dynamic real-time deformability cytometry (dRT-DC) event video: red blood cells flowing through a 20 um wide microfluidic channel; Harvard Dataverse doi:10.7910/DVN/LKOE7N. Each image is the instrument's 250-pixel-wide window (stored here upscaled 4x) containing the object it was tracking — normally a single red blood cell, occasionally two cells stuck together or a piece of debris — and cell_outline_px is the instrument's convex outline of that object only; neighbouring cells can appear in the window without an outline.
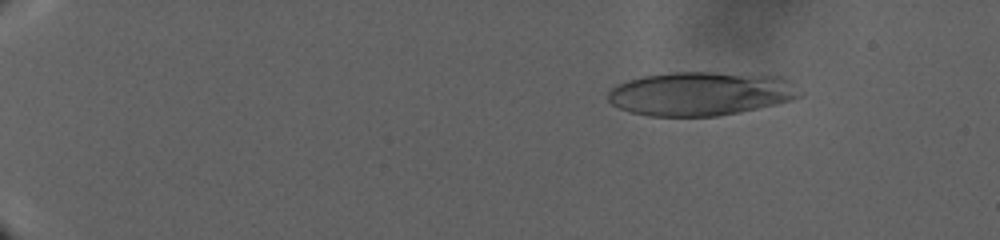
{"species": "human", "species_latin": "Homo sapiens", "temperature_condition": "warm", "stored_images_in_passage": 69, "camera_frame_rate_fps": 3000, "um_per_image_px": 0.085, "donor": {"sex": "male"}, "frame": {"image": 1, "passage_image": 10, "time_ms": 6.333, "image_size_px": [1000, 240], "cell_outline_px": [[804, 96], [792, 100], [776, 104], [740, 112], [716, 116], [648, 116], [632, 112], [620, 108], [612, 104], [608, 100], [608, 92], [616, 84], [628, 80], [644, 76], [672, 72], [708, 72], [780, 76], [788, 80], [804, 92]], "centroid_in_image_um": [59.59, 7.96], "position_along_channel_um": 25.4, "area_um2": 49.07}}
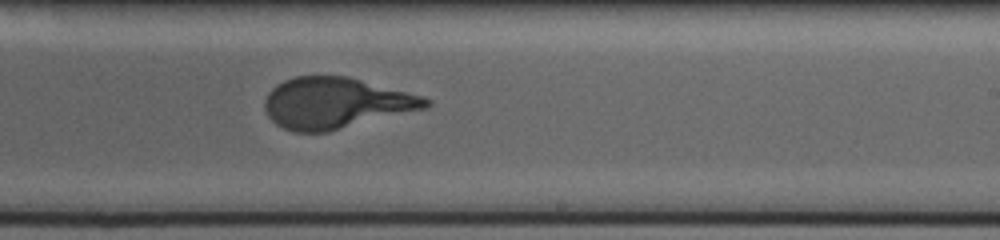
{"frame": {"image": 2, "passage_image": 43, "time_ms": 27.333, "image_size_px": [1000, 240], "cell_outline_px": [[432, 104], [428, 108], [328, 132], [292, 132], [276, 124], [268, 116], [264, 108], [264, 100], [268, 92], [276, 84], [284, 80], [296, 76], [348, 76], [420, 96], [432, 100]], "centroid_in_image_um": [28.52, 8.77], "position_along_channel_um": 260.5, "area_um2": 47.92}}
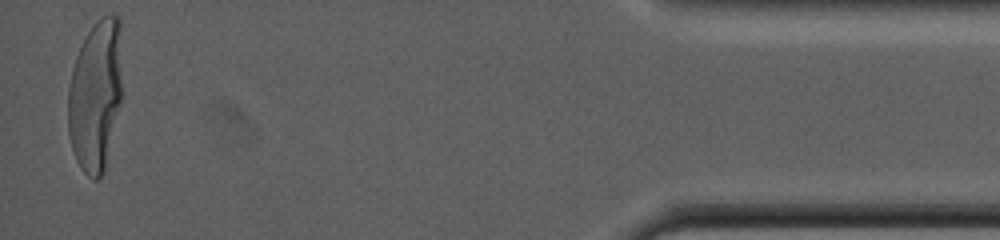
{"frame": {"image": 3, "passage_image": 69, "time_ms": 40.0, "image_size_px": [1000, 240], "cell_outline_px": [[120, 100], [104, 172], [96, 180], [92, 180], [80, 168], [76, 160], [68, 136], [68, 84], [72, 68], [76, 56], [88, 32], [96, 20], [108, 12], [112, 12], [120, 16]], "centroid_in_image_um": [8.09, 8.08], "position_along_channel_um": 427.1, "area_um2": 47.63}}